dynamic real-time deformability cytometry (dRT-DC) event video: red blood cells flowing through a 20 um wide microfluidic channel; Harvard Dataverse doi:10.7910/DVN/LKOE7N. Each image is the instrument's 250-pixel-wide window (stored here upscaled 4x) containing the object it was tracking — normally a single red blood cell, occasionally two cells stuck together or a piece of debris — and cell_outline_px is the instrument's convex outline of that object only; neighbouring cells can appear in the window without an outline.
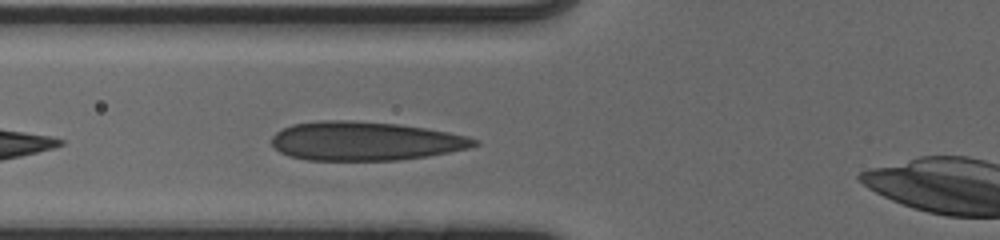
{"species": "human", "species_latin": "Homo sapiens", "temperature_condition": "cold", "stored_images_in_passage": 32, "camera_frame_rate_fps": 3000, "um_per_image_px": 0.085, "donor": {"sex": "male"}, "frame": {"image": 1, "passage_image": 4, "time_ms": 1.0, "image_size_px": [1000, 240], "cell_outline_px": [[480, 144], [468, 148], [428, 156], [400, 160], [308, 160], [288, 156], [280, 152], [272, 144], [272, 136], [276, 132], [292, 124], [320, 120], [352, 120], [400, 124], [448, 132], [468, 136], [480, 140]], "centroid_in_image_um": [31.04, 11.99], "position_along_channel_um": 94.8, "area_um2": 46.07}}
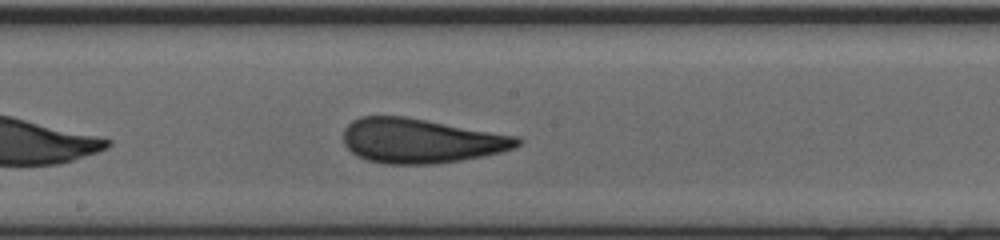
{"frame": {"image": 2, "passage_image": 13, "time_ms": 4.0, "image_size_px": [1000, 240], "cell_outline_px": [[524, 140], [520, 144], [512, 148], [500, 152], [460, 160], [432, 164], [384, 164], [368, 160], [356, 156], [344, 144], [344, 128], [352, 120], [360, 116], [404, 116], [520, 136]], "centroid_in_image_um": [35.77, 11.96], "position_along_channel_um": 212.4, "area_um2": 45.26}}
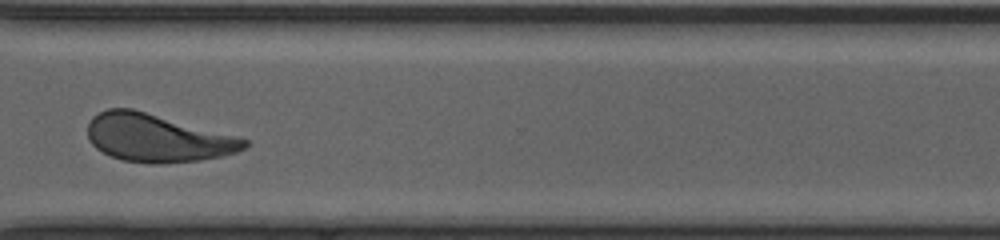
{"frame": {"image": 3, "passage_image": 24, "time_ms": 7.667, "image_size_px": [1000, 240], "cell_outline_px": [[248, 144], [244, 148], [236, 152], [224, 156], [200, 160], [160, 164], [152, 164], [124, 160], [112, 156], [96, 148], [88, 140], [88, 124], [92, 116], [108, 108], [132, 108], [236, 136], [248, 140]], "centroid_in_image_um": [13.35, 11.73], "position_along_channel_um": 357.2, "area_um2": 43.52}}